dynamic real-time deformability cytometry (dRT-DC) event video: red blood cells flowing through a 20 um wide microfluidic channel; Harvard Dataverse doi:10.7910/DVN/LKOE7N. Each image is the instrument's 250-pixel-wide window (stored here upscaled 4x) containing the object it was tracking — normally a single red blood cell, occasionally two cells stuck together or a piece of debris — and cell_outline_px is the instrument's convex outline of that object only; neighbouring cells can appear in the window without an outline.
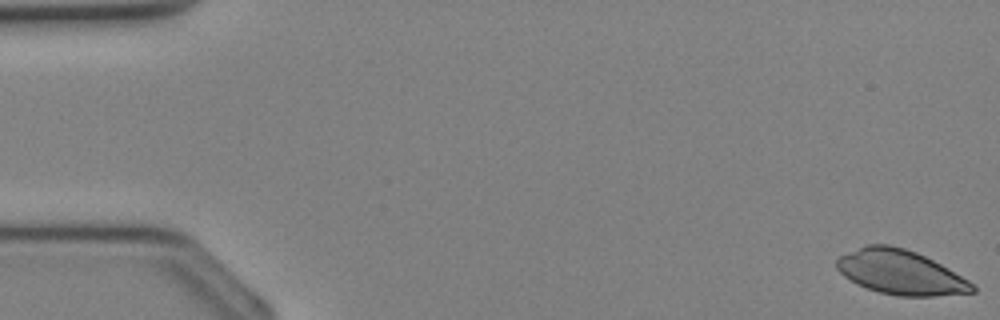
{"species": "Egyptian fruit bat (a non-hibernating species)", "species_latin": "Rousettus aegyptiacus", "temperature_condition": "cold", "stored_images_in_passage": 36, "camera_frame_rate_fps": 3000, "um_per_image_px": 0.085, "animal": {"sex": "female"}, "frame": {"image": 1, "passage_image": 1, "time_ms": 0.0, "image_size_px": [1000, 320], "cell_outline_px": [[976, 292], [932, 296], [900, 296], [880, 292], [856, 284], [844, 276], [836, 268], [836, 260], [840, 256], [868, 244], [888, 244], [904, 248], [916, 252], [948, 268], [968, 280], [976, 288]], "centroid_in_image_um": [76.53, 23.14], "position_along_channel_um": 8.5, "area_um2": 34.8}}
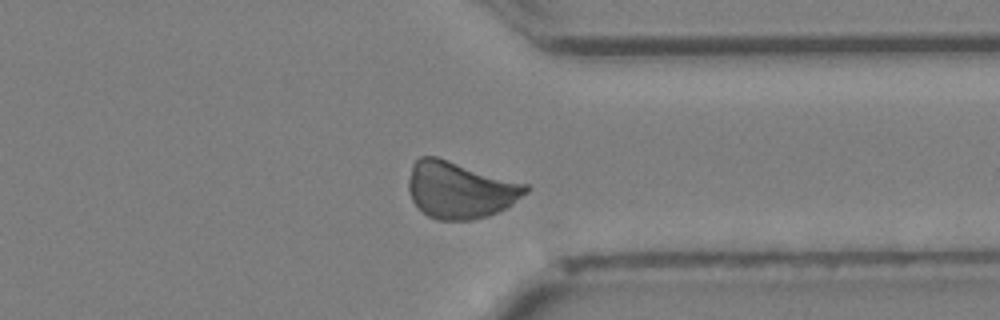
{"frame": {"image": 2, "passage_image": 28, "time_ms": 9.0, "image_size_px": [1000, 320], "cell_outline_px": [[532, 188], [528, 192], [512, 204], [488, 216], [472, 220], [436, 220], [428, 216], [412, 200], [408, 192], [408, 180], [412, 164], [420, 156], [436, 156], [528, 184]], "centroid_in_image_um": [39.1, 16.13], "position_along_channel_um": 372.3, "area_um2": 38.9}}
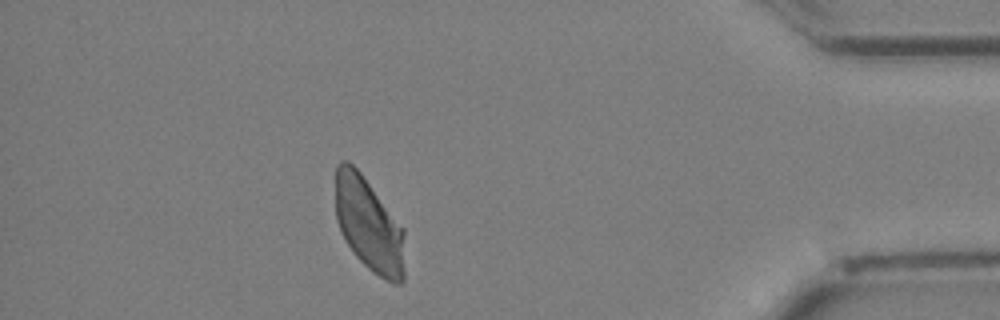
{"frame": {"image": 3, "passage_image": 32, "time_ms": 10.333, "image_size_px": [1000, 320], "cell_outline_px": [[404, 280], [400, 284], [392, 284], [372, 272], [356, 256], [344, 240], [340, 232], [336, 220], [336, 164], [340, 160], [348, 160], [360, 172], [404, 228]], "centroid_in_image_um": [31.35, 19.11], "position_along_channel_um": 403.9, "area_um2": 38.21}}